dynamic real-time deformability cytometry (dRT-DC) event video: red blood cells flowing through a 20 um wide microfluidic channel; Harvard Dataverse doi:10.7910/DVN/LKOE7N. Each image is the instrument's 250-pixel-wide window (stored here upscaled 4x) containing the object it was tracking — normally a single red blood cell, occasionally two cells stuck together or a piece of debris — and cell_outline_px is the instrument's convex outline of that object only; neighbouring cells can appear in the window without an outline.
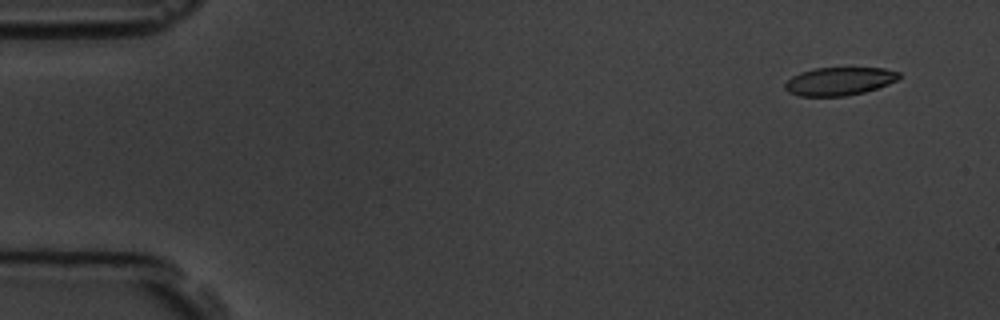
{"species": "common noctule bat (a hibernating species)", "species_latin": "Nyctalus noctula", "temperature_condition": "room temperature", "stored_images_in_passage": 4, "camera_frame_rate_fps": 3000, "um_per_image_px": 0.085, "animal": {"sex": "male", "body_mass_g": 19.5, "forearm_length_mm": 54.6}, "frame": {"image": 1, "passage_image": 1, "time_ms": 0.0, "image_size_px": [1000, 320], "cell_outline_px": [[900, 76], [896, 80], [888, 84], [864, 92], [844, 96], [800, 96], [788, 92], [784, 88], [784, 84], [792, 76], [800, 72], [816, 68], [884, 68], [900, 72]], "centroid_in_image_um": [71.32, 6.9], "position_along_channel_um": 13.7, "area_um2": 18.61}}
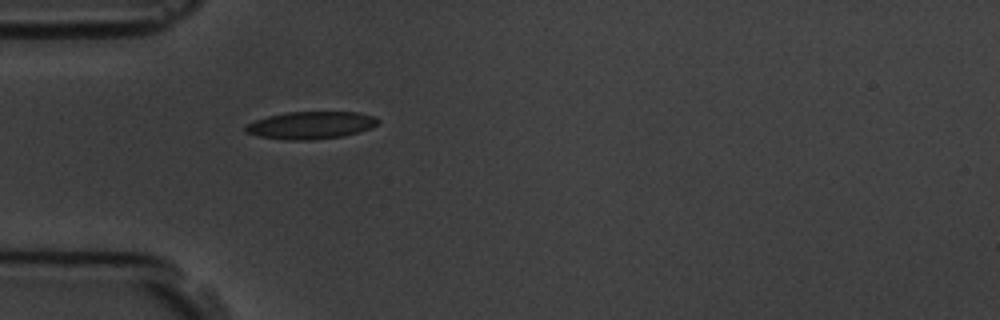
{"frame": {"image": 2, "passage_image": 4, "time_ms": 4.333, "image_size_px": [1000, 320], "cell_outline_px": [[380, 124], [344, 136], [312, 140], [288, 140], [260, 136], [244, 132], [244, 128], [248, 124], [256, 120], [268, 116], [288, 112], [360, 112], [376, 116], [380, 120]], "centroid_in_image_um": [26.46, 10.64], "position_along_channel_um": 58.5, "area_um2": 21.15}}